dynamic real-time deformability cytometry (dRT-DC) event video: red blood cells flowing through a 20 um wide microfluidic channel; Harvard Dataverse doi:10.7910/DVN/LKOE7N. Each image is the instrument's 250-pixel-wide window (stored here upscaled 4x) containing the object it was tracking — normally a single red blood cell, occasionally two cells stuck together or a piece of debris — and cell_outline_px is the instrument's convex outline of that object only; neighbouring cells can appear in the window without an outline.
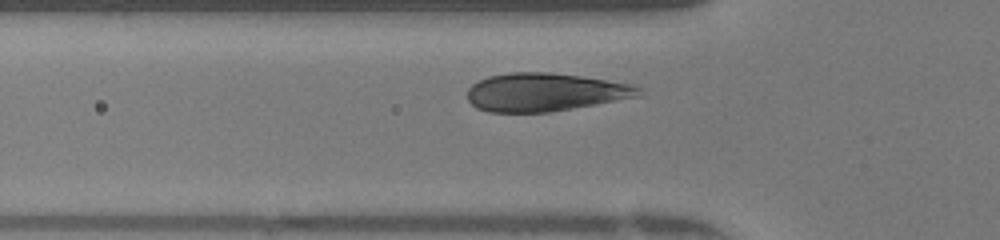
{"species": "human", "species_latin": "Homo sapiens", "temperature_condition": "warm", "stored_images_in_passage": 29, "camera_frame_rate_fps": 3000, "um_per_image_px": 0.085, "donor": {"sex": "female"}, "frame": {"image": 1, "passage_image": 6, "time_ms": 1.667, "image_size_px": [1000, 240], "cell_outline_px": [[644, 96], [548, 112], [488, 112], [476, 108], [468, 100], [468, 88], [472, 84], [488, 76], [512, 72], [548, 72], [580, 76], [632, 84], [640, 88]], "centroid_in_image_um": [46.33, 7.83], "position_along_channel_um": 79.5, "area_um2": 38.15}}
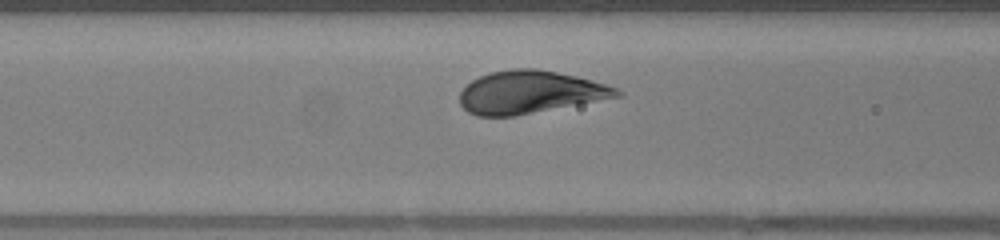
{"frame": {"image": 2, "passage_image": 9, "time_ms": 2.667, "image_size_px": [1000, 240], "cell_outline_px": [[624, 96], [516, 116], [476, 116], [468, 112], [460, 104], [460, 92], [472, 80], [480, 76], [492, 72], [512, 68], [536, 68], [576, 76], [604, 84], [616, 88], [624, 92]], "centroid_in_image_um": [45.06, 7.85], "position_along_channel_um": 121.5, "area_um2": 39.13}}
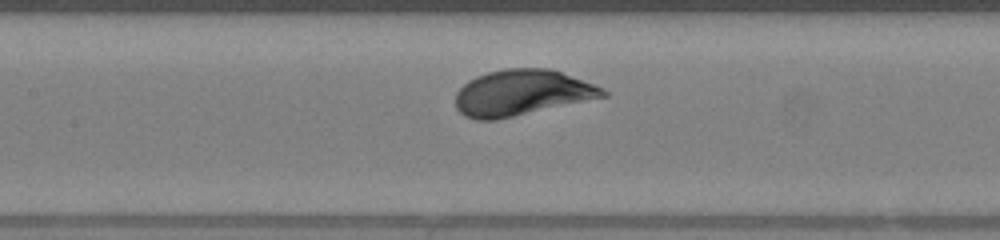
{"frame": {"image": 3, "passage_image": 12, "time_ms": 3.667, "image_size_px": [1000, 240], "cell_outline_px": [[608, 96], [496, 120], [476, 120], [464, 116], [456, 108], [456, 92], [468, 80], [476, 76], [488, 72], [504, 68], [552, 68], [604, 88], [608, 92]], "centroid_in_image_um": [44.35, 7.88], "position_along_channel_um": 163.0, "area_um2": 39.48}, "authors_computed_cell_mechanics": {"area_um2": 39.1306, "velocity_mm_per_s": 4.1662, "shape_relaxation_time_tau1_ms": 1.2235, "shape_relaxation_time_tau2_ms": null, "deformation_change_tau1": 0.1129, "deformation_change_tau2": null}}